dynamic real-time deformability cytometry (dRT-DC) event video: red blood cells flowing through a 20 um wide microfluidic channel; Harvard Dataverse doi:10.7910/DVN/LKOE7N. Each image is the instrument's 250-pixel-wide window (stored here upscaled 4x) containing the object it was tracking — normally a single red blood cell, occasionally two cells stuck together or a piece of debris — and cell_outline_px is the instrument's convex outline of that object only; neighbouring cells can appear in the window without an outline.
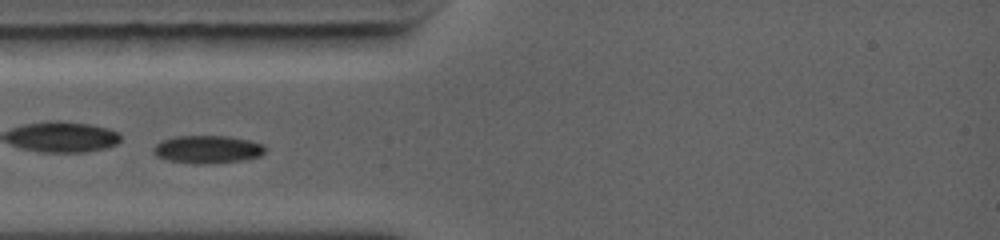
{"species": "common noctule bat (a hibernating species)", "species_latin": "Nyctalus noctula", "temperature_condition": "warm", "stored_images_in_passage": 21, "camera_frame_rate_fps": 5000, "um_per_image_px": 0.085, "animal": {"sex": "female", "body_mass_g": 19.0, "forearm_length_mm": 56.7}, "frame": {"image": 1, "passage_image": 1, "time_ms": 0.0, "image_size_px": [1000, 240], "cell_outline_px": [[268, 148], [260, 156], [240, 160], [200, 164], [196, 164], [168, 160], [156, 156], [152, 152], [152, 148], [160, 140], [172, 136], [228, 136], [248, 140], [260, 144]], "centroid_in_image_um": [17.57, 12.68], "position_along_channel_um": 67.4, "area_um2": 18.09}}
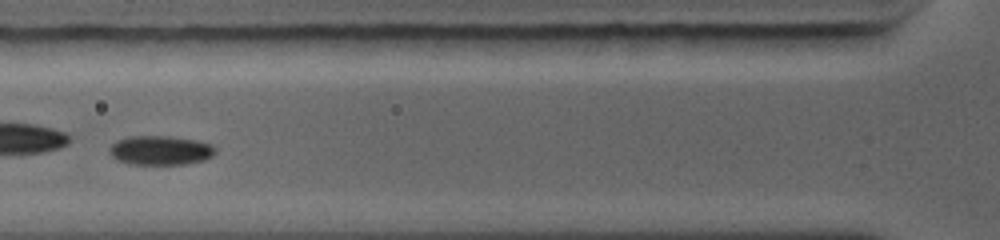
{"frame": {"image": 2, "passage_image": 4, "time_ms": 1.0, "image_size_px": [1000, 240], "cell_outline_px": [[216, 152], [212, 156], [204, 160], [184, 164], [128, 164], [116, 160], [108, 152], [108, 148], [116, 140], [128, 136], [172, 136], [196, 140], [212, 144], [216, 148]], "centroid_in_image_um": [13.61, 12.77], "position_along_channel_um": 112.2, "area_um2": 18.32}}